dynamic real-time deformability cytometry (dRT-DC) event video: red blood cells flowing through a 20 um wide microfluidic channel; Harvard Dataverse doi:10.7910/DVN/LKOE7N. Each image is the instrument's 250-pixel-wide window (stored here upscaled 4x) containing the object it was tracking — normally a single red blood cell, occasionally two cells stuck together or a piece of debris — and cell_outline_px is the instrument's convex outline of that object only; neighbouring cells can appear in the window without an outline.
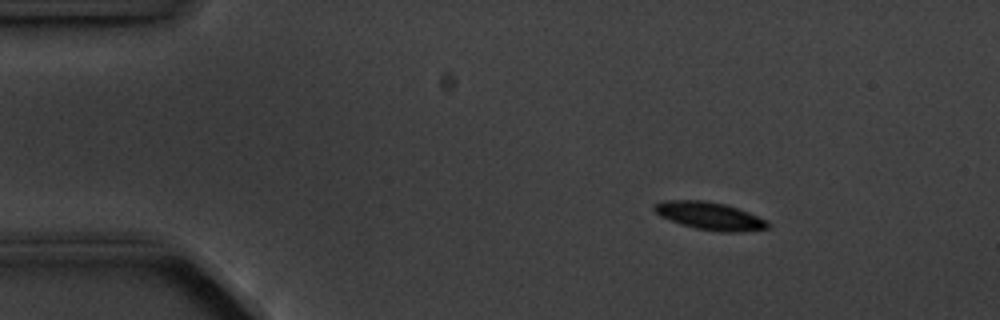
{"species": "common noctule bat (a hibernating species)", "species_latin": "Nyctalus noctula", "temperature_condition": "cold", "stored_images_in_passage": 4, "segment_of_instrument_passage": [1, 2], "camera_frame_rate_fps": 3000, "um_per_image_px": 0.085, "animal": {"sex": "male", "body_mass_g": 20.1, "forearm_length_mm": 53.5}, "frame": {"image": 1, "passage_image": 1, "time_ms": 0.0, "image_size_px": [1000, 320], "cell_outline_px": [[772, 224], [768, 228], [740, 232], [720, 232], [696, 228], [680, 224], [660, 216], [652, 208], [652, 204], [664, 200], [704, 200], [724, 204], [748, 212], [768, 220]], "centroid_in_image_um": [60.33, 18.35], "position_along_channel_um": 24.7, "area_um2": 18.44}}